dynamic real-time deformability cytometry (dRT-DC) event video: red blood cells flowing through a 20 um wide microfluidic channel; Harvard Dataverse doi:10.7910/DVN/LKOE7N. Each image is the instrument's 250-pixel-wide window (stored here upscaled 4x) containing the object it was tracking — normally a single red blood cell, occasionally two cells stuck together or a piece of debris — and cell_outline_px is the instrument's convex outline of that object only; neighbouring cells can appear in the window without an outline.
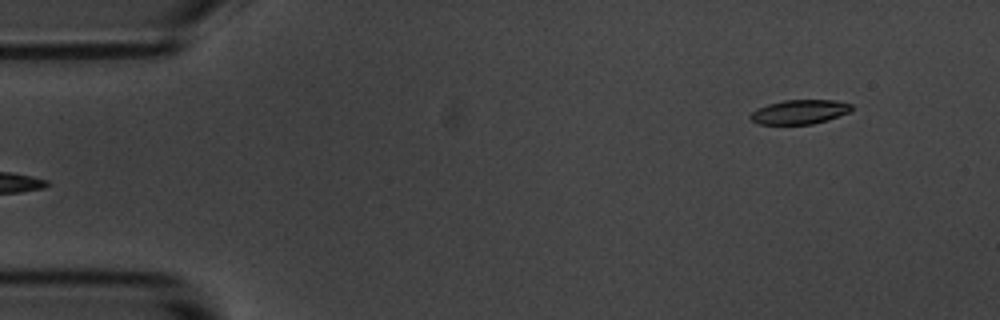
{"species": "common noctule bat (a hibernating species)", "species_latin": "Nyctalus noctula", "temperature_condition": "room temperature", "stored_images_in_passage": 53, "camera_frame_rate_fps": 3000, "um_per_image_px": 0.085, "animal": {"sex": "male", "body_mass_g": 20.1, "forearm_length_mm": 53.5}, "frame": {"image": 1, "passage_image": 1, "time_ms": 0.0, "image_size_px": [1000, 320], "cell_outline_px": [[852, 108], [848, 112], [828, 120], [812, 124], [756, 124], [748, 116], [756, 108], [768, 104], [784, 100], [836, 100], [852, 104]], "centroid_in_image_um": [67.94, 9.51], "position_along_channel_um": 17.1, "area_um2": 14.33}}
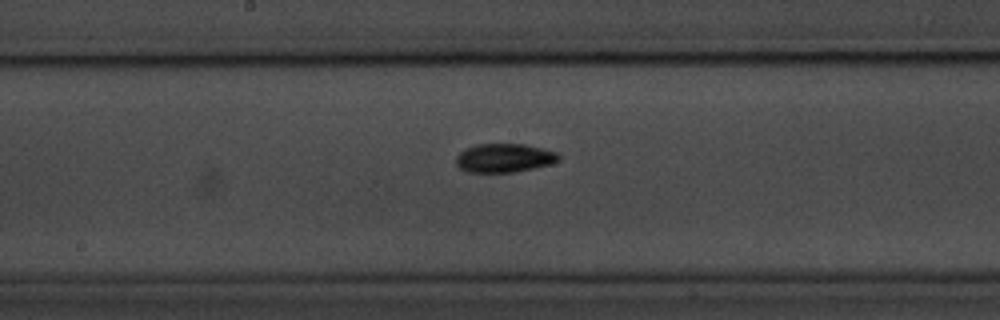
{"frame": {"image": 2, "passage_image": 25, "time_ms": 8.0, "image_size_px": [1000, 320], "cell_outline_px": [[560, 160], [552, 164], [512, 172], [468, 172], [460, 168], [456, 164], [456, 156], [460, 152], [476, 144], [524, 144], [556, 152], [560, 156]], "centroid_in_image_um": [42.86, 13.43], "position_along_channel_um": 205.3, "area_um2": 17.05}}
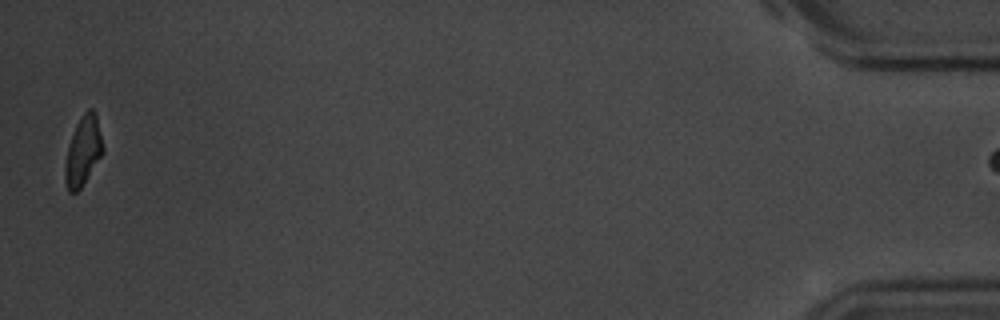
{"frame": {"image": 3, "passage_image": 52, "time_ms": 17.0, "image_size_px": [1000, 320], "cell_outline_px": [[104, 152], [80, 188], [76, 192], [68, 192], [64, 180], [64, 164], [68, 148], [76, 124], [84, 112], [88, 108], [92, 108], [96, 112], [104, 148]], "centroid_in_image_um": [7.06, 12.82], "position_along_channel_um": 428.1, "area_um2": 15.26}}